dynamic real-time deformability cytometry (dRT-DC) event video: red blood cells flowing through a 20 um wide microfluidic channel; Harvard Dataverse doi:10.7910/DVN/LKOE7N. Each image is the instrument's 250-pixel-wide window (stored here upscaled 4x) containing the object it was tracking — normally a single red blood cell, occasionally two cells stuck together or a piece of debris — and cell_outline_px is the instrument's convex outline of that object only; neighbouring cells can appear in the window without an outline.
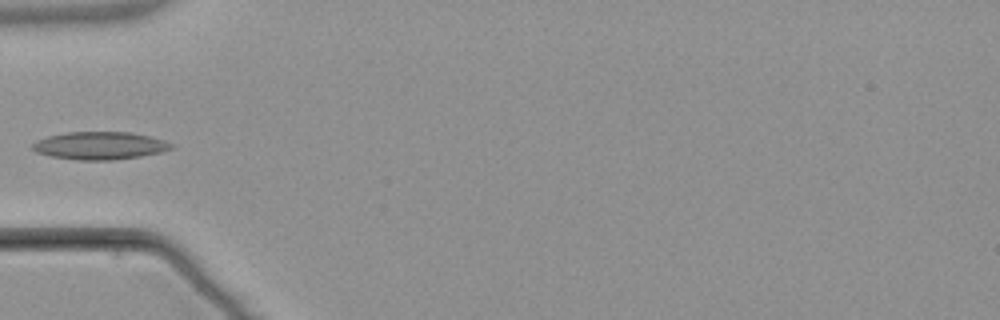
{"species": "common noctule bat (a hibernating species)", "species_latin": "Nyctalus noctula", "temperature_condition": "warm", "stored_images_in_passage": 4, "camera_frame_rate_fps": 3000, "um_per_image_px": 0.085, "animal": {"sex": "male", "body_mass_g": 21.5, "forearm_length_mm": 52.0}, "frame": {"image": 1, "passage_image": 4, "time_ms": 4.667, "image_size_px": [1000, 320], "cell_outline_px": [[172, 148], [160, 152], [140, 156], [112, 160], [76, 160], [52, 156], [36, 152], [32, 148], [32, 144], [36, 140], [48, 136], [68, 132], [132, 132], [164, 140], [172, 144]], "centroid_in_image_um": [8.46, 12.37], "position_along_channel_um": 76.5, "area_um2": 22.25}}